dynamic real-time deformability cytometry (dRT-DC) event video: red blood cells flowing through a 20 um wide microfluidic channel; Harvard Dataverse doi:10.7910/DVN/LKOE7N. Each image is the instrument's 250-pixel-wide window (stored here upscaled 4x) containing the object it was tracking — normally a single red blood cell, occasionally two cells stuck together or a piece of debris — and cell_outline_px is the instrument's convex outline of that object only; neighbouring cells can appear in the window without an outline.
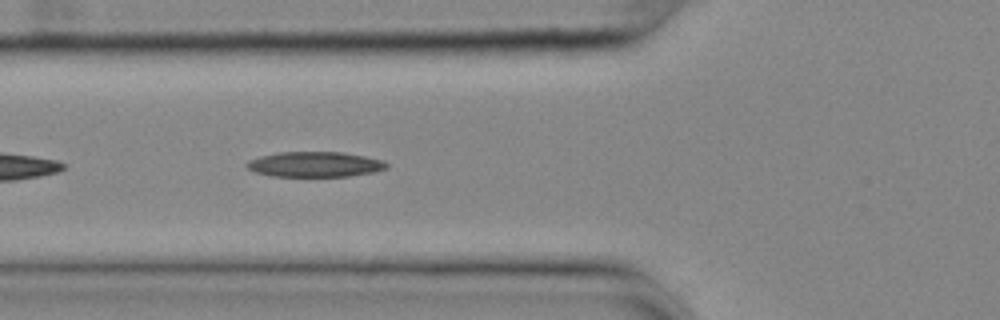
{"species": "common noctule bat (a hibernating species)", "species_latin": "Nyctalus noctula", "temperature_condition": "cold", "stored_images_in_passage": 15, "camera_frame_rate_fps": 3000, "um_per_image_px": 0.085, "animal": {"sex": "female", "body_mass_g": 25.1}, "frame": {"image": 1, "passage_image": 5, "time_ms": 1.333, "image_size_px": [1000, 320], "cell_outline_px": [[388, 168], [372, 172], [348, 176], [272, 176], [256, 172], [248, 168], [244, 164], [248, 160], [260, 156], [280, 152], [344, 152], [384, 160], [388, 164]], "centroid_in_image_um": [26.77, 13.96], "position_along_channel_um": 99.0, "area_um2": 20.52}}
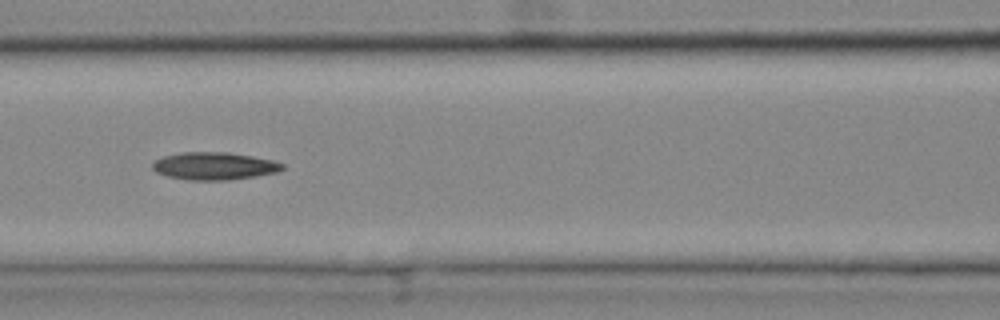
{"frame": {"image": 2, "passage_image": 9, "time_ms": 2.667, "image_size_px": [1000, 320], "cell_outline_px": [[284, 168], [276, 172], [256, 176], [228, 180], [188, 180], [168, 176], [156, 172], [152, 168], [152, 164], [156, 160], [164, 156], [180, 152], [228, 152], [252, 156], [272, 160], [284, 164]], "centroid_in_image_um": [18.2, 14.11], "position_along_channel_um": 148.4, "area_um2": 20.81}}